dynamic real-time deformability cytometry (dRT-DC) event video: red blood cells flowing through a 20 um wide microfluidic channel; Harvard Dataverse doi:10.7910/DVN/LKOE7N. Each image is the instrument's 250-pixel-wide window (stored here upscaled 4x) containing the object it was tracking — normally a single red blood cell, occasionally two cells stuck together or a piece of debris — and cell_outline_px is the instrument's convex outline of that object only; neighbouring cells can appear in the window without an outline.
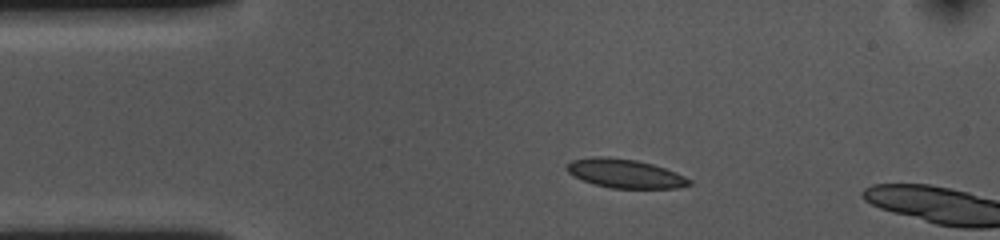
{"species": "common noctule bat (a hibernating species)", "species_latin": "Nyctalus noctula", "temperature_condition": "cold", "stored_images_in_passage": 3, "camera_frame_rate_fps": 3000, "um_per_image_px": 0.085, "animal": {"sex": "female", "body_mass_g": 10.0, "forearm_length_mm": 53.1}, "frame": {"image": 1, "passage_image": 1, "time_ms": 0.0, "image_size_px": [1000, 240], "cell_outline_px": [[692, 184], [676, 188], [612, 188], [596, 184], [584, 180], [568, 172], [564, 168], [572, 160], [592, 156], [608, 156], [636, 160], [652, 164], [676, 172], [692, 180]], "centroid_in_image_um": [53.14, 14.74], "position_along_channel_um": 31.9, "area_um2": 20.46}}